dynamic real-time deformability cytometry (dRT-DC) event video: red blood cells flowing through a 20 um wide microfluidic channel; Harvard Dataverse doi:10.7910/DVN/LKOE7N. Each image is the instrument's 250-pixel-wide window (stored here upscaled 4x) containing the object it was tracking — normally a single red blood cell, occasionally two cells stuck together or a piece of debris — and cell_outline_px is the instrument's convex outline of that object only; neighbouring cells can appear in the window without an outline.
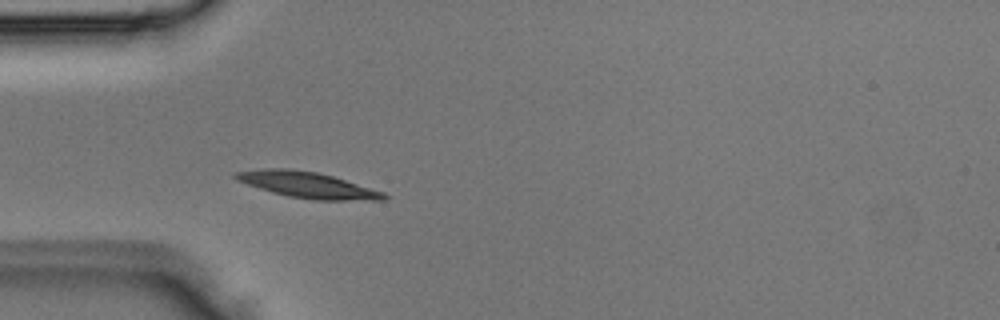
{"species": "Egyptian fruit bat (a non-hibernating species)", "species_latin": "Rousettus aegyptiacus", "temperature_condition": "room temperature", "stored_images_in_passage": 1, "camera_frame_rate_fps": 3000, "um_per_image_px": 0.085, "animal": {"sex": "male"}, "frame": {"image": 1, "passage_image": 1, "time_ms": 0.0, "image_size_px": [1000, 320], "cell_outline_px": [[388, 196], [384, 200], [316, 200], [288, 196], [272, 192], [236, 180], [232, 176], [236, 172], [264, 168], [288, 168], [316, 172], [332, 176], [384, 192]], "centroid_in_image_um": [26.13, 15.71], "position_along_channel_um": 58.9, "area_um2": 22.2}}